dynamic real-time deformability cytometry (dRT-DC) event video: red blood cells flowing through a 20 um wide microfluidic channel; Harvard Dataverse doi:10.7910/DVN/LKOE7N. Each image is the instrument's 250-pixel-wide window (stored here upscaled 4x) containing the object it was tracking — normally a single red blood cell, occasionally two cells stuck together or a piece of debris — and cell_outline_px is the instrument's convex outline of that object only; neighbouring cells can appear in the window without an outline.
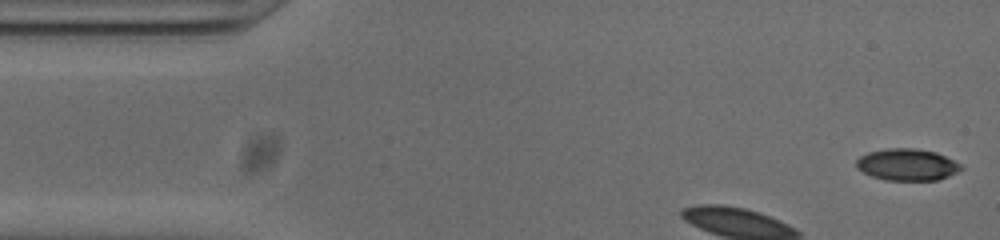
{"species": "common noctule bat (a hibernating species)", "species_latin": "Nyctalus noctula", "temperature_condition": "cold", "stored_images_in_passage": 38, "camera_frame_rate_fps": 3000, "um_per_image_px": 0.085, "animal": {"sex": "male", "body_mass_g": 20.0, "forearm_length_mm": 53.3}, "frame": {"image": 1, "passage_image": 1, "time_ms": 0.0, "image_size_px": [1000, 240], "cell_outline_px": [[964, 168], [948, 176], [936, 180], [884, 180], [872, 176], [856, 168], [856, 160], [860, 156], [868, 152], [888, 148], [912, 148], [936, 152], [960, 164]], "centroid_in_image_um": [77.08, 13.99], "position_along_channel_um": 7.9, "area_um2": 19.25}}
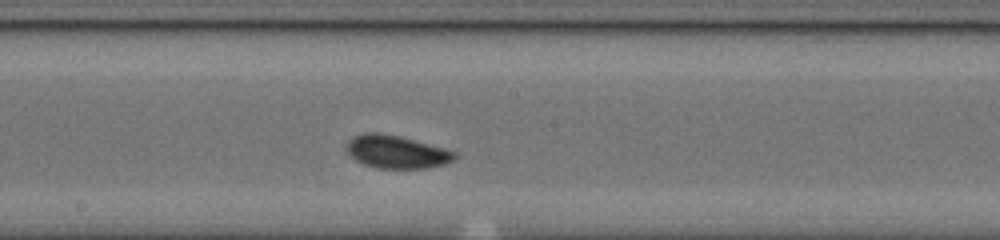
{"frame": {"image": 2, "passage_image": 21, "time_ms": 6.667, "image_size_px": [1000, 240], "cell_outline_px": [[456, 156], [452, 160], [444, 164], [424, 168], [376, 168], [364, 164], [356, 160], [344, 148], [344, 144], [352, 136], [364, 132], [380, 132], [400, 136], [444, 148], [456, 152]], "centroid_in_image_um": [33.63, 12.88], "position_along_channel_um": 214.6, "area_um2": 20.81}}
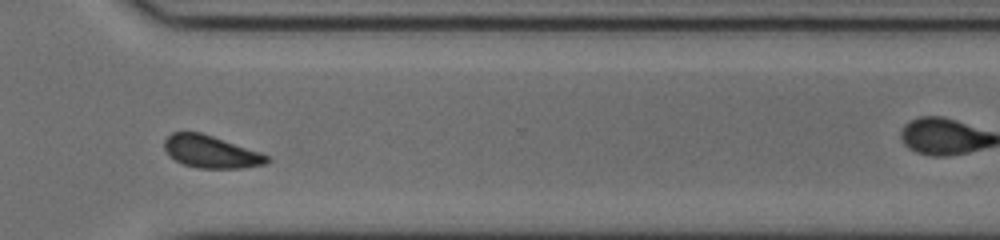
{"frame": {"image": 3, "passage_image": 32, "time_ms": 10.333, "image_size_px": [1000, 240], "cell_outline_px": [[272, 160], [268, 164], [240, 168], [200, 168], [184, 164], [168, 156], [164, 148], [164, 140], [172, 132], [200, 132], [260, 152], [268, 156]], "centroid_in_image_um": [17.93, 12.9], "position_along_channel_um": 352.7, "area_um2": 19.31}, "authors_computed_cell_mechanics": {"area_um2": 19.9988, "velocity_mm_per_s": 3.755, "shape_relaxation_time_tau1_ms": 5.8615, "shape_relaxation_time_tau2_ms": 3.7294, "deformation_change_tau1": 0.0932, "deformation_change_tau2": 0.0553}}